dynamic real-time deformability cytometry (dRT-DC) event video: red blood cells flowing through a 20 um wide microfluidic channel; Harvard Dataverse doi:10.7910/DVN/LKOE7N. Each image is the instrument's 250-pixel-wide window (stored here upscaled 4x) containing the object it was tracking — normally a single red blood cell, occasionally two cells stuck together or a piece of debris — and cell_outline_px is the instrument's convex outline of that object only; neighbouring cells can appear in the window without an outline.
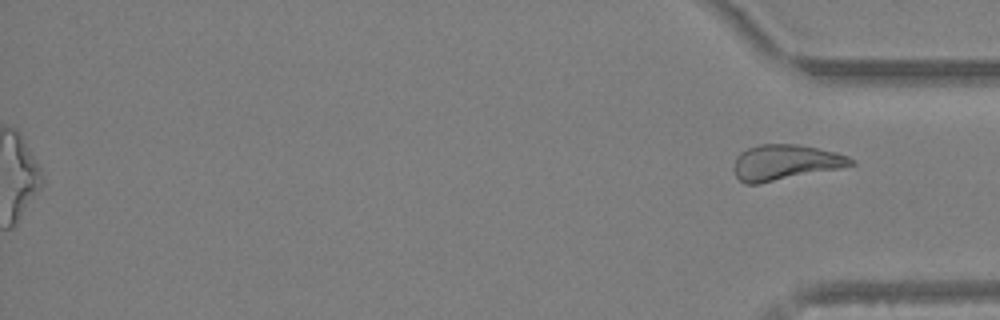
{"species": "Egyptian fruit bat (a non-hibernating species)", "species_latin": "Rousettus aegyptiacus", "temperature_condition": "warm", "stored_images_in_passage": 37, "segment_of_instrument_passage": [2, 2], "camera_frame_rate_fps": 3000, "um_per_image_px": 0.085, "animal": {"sex": "female"}, "frame": {"image": 1, "passage_image": 37, "time_ms": 12.0, "image_size_px": [1000, 320], "cell_outline_px": [[856, 164], [840, 168], [756, 184], [744, 184], [736, 176], [732, 168], [736, 156], [740, 152], [748, 148], [760, 144], [796, 144], [836, 152], [848, 156]], "centroid_in_image_um": [66.7, 13.8], "position_along_channel_um": 368.5, "area_um2": 24.04}}